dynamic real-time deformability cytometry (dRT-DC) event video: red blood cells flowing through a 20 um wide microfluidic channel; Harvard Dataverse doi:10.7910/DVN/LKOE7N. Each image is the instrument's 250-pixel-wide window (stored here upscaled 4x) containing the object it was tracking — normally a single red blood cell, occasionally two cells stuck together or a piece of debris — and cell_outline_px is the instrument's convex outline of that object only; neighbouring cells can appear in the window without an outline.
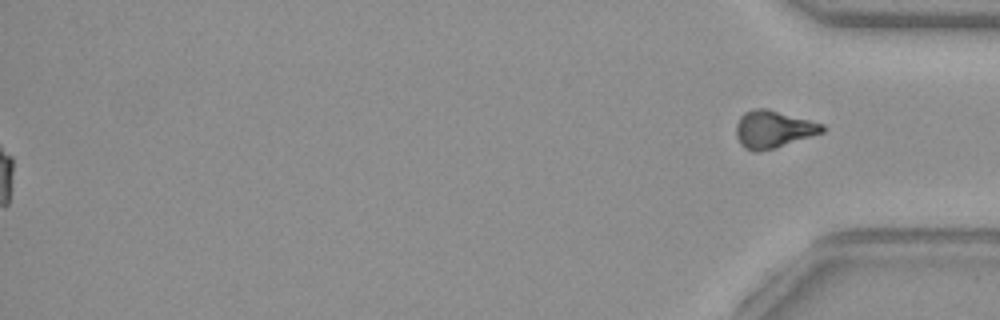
{"species": "common noctule bat (a hibernating species)", "species_latin": "Nyctalus noctula", "temperature_condition": "warm", "stored_images_in_passage": 53, "segment_of_instrument_passage": [2, 2], "camera_frame_rate_fps": 3000, "um_per_image_px": 0.085, "animal": {"sex": "female", "body_mass_g": 29.2, "forearm_length_mm": 56.3}, "frame": {"image": 1, "passage_image": 53, "time_ms": 17.333, "image_size_px": [1000, 320], "cell_outline_px": [[824, 132], [776, 148], [756, 152], [752, 152], [744, 148], [740, 144], [736, 136], [736, 124], [740, 116], [744, 112], [752, 108], [768, 108], [824, 124]], "centroid_in_image_um": [65.7, 10.98], "position_along_channel_um": 369.5, "area_um2": 19.02}}